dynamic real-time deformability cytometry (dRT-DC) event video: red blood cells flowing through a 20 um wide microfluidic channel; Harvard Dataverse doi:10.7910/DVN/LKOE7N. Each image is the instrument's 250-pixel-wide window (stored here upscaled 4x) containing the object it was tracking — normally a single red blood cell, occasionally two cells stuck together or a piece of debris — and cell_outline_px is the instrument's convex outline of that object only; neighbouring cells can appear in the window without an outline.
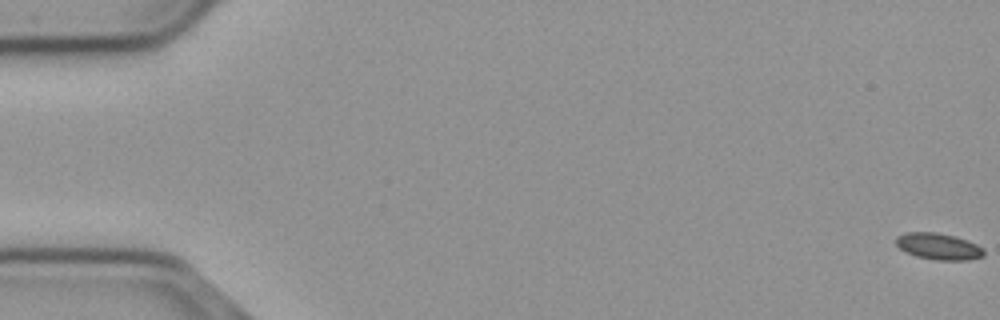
{"species": "common noctule bat (a hibernating species)", "species_latin": "Nyctalus noctula", "temperature_condition": "cold", "stored_images_in_passage": 57, "camera_frame_rate_fps": 3000, "um_per_image_px": 0.085, "animal": {"sex": "male", "body_mass_g": 23.1, "forearm_length_mm": 52.7}, "frame": {"image": 1, "passage_image": 1, "time_ms": 0.0, "image_size_px": [1000, 320], "cell_outline_px": [[984, 256], [968, 260], [936, 260], [916, 256], [904, 252], [896, 244], [896, 236], [904, 232], [936, 232], [956, 236], [968, 240], [984, 248]], "centroid_in_image_um": [79.77, 20.93], "position_along_channel_um": 5.2, "area_um2": 13.76}}
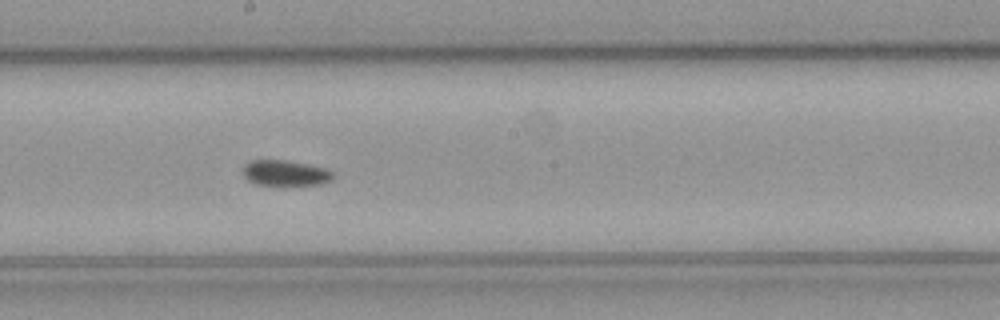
{"frame": {"image": 2, "passage_image": 32, "time_ms": 10.333, "image_size_px": [1000, 320], "cell_outline_px": [[336, 176], [332, 180], [320, 184], [256, 184], [248, 180], [244, 176], [244, 164], [252, 160], [284, 160], [308, 164], [324, 168], [332, 172]], "centroid_in_image_um": [24.27, 14.69], "position_along_channel_um": 223.9, "area_um2": 13.18}}
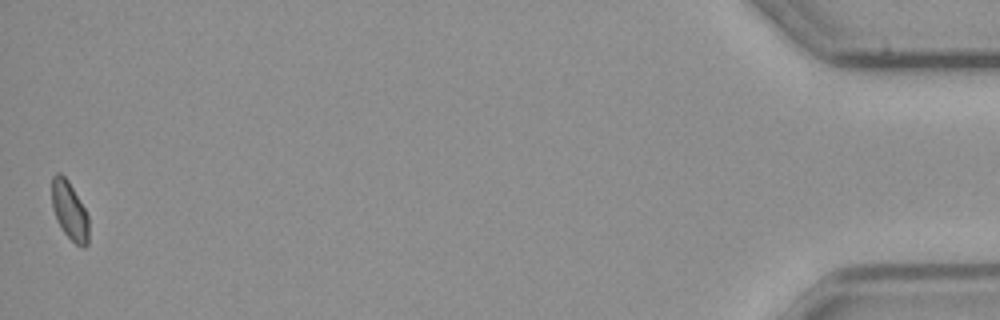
{"frame": {"image": 3, "passage_image": 57, "time_ms": 18.667, "image_size_px": [1000, 320], "cell_outline_px": [[88, 244], [84, 248], [80, 248], [64, 232], [56, 220], [52, 208], [52, 176], [56, 172], [60, 172], [68, 180], [84, 208], [88, 216]], "centroid_in_image_um": [5.9, 17.91], "position_along_channel_um": 429.3, "area_um2": 12.54}}